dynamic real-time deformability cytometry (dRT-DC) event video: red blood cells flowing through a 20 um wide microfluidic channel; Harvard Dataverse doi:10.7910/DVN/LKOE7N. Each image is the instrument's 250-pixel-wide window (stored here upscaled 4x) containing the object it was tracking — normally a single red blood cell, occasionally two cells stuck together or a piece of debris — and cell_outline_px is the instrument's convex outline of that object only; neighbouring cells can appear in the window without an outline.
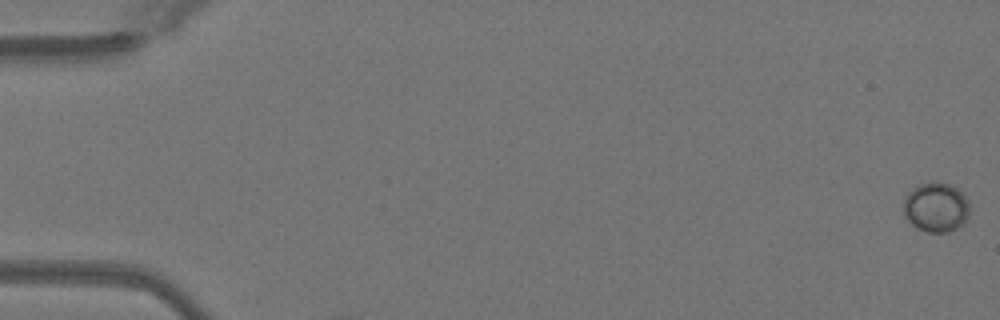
{"species": "Egyptian fruit bat (a non-hibernating species)", "species_latin": "Rousettus aegyptiacus", "temperature_condition": "warm", "stored_images_in_passage": 34, "camera_frame_rate_fps": 3000, "um_per_image_px": 0.085, "animal": {"sex": "female"}, "frame": {"image": 1, "passage_image": 1, "time_ms": 0.0, "image_size_px": [1000, 320], "cell_outline_px": [[968, 220], [956, 228], [948, 232], [928, 232], [916, 228], [904, 216], [904, 196], [912, 188], [920, 184], [932, 180], [936, 180], [952, 184], [968, 200]], "centroid_in_image_um": [79.54, 17.59], "position_along_channel_um": 5.5, "area_um2": 19.36}}
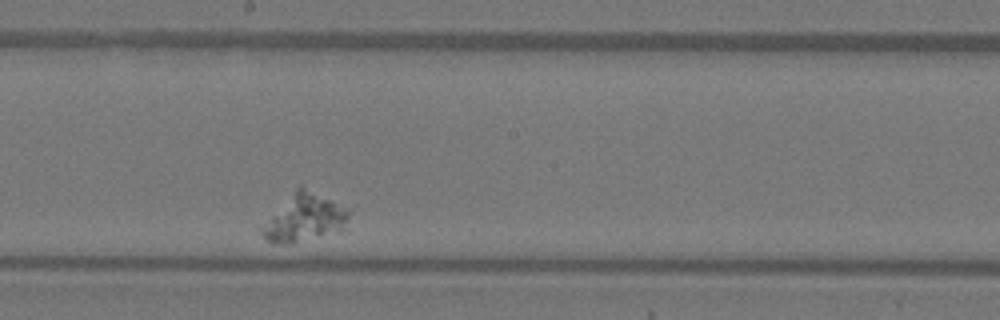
{"frame": {"image": 2, "passage_image": 20, "time_ms": 6.333, "image_size_px": [1000, 320], "cell_outline_px": [[352, 212], [340, 224], [320, 232], [288, 244], [272, 244], [260, 232], [260, 228], [296, 188], [300, 184], [352, 208]], "centroid_in_image_um": [25.81, 18.41], "position_along_channel_um": 222.4, "area_um2": 22.6}}
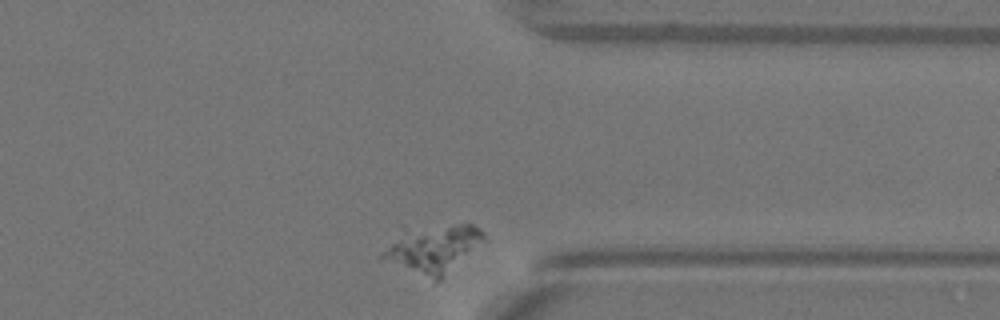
{"frame": {"image": 3, "passage_image": 34, "time_ms": 11.0, "image_size_px": [1000, 320], "cell_outline_px": [[484, 240], [440, 280], [432, 284], [380, 256], [400, 224], [472, 224], [480, 228], [484, 232]], "centroid_in_image_um": [36.71, 21.08], "position_along_channel_um": 374.7, "area_um2": 29.48}}